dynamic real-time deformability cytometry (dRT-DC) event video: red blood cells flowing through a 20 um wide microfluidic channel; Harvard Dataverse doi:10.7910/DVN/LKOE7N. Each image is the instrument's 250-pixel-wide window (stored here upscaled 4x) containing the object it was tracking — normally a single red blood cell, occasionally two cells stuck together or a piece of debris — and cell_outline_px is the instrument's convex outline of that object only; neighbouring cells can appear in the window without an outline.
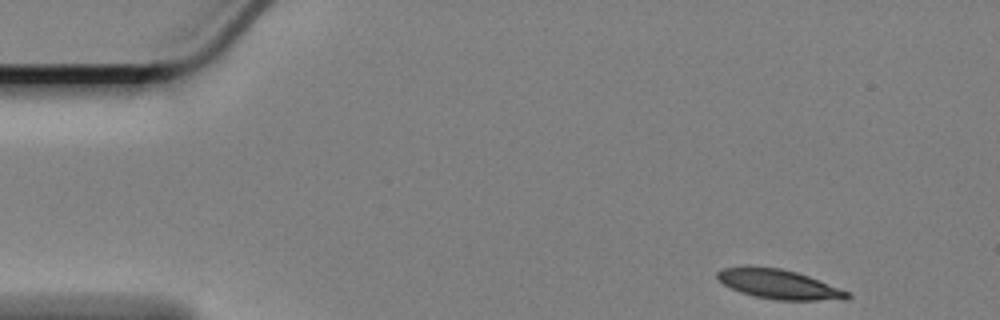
{"species": "Egyptian fruit bat (a non-hibernating species)", "species_latin": "Rousettus aegyptiacus", "temperature_condition": "cold", "stored_images_in_passage": 54, "camera_frame_rate_fps": 3000, "um_per_image_px": 0.085, "animal": {"sex": "female"}, "frame": {"image": 1, "passage_image": 1, "time_ms": 0.0, "image_size_px": [1000, 320], "cell_outline_px": [[852, 296], [844, 300], [776, 300], [752, 296], [740, 292], [724, 284], [716, 276], [716, 272], [724, 268], [744, 264], [748, 264], [780, 268], [796, 272], [808, 276], [848, 292]], "centroid_in_image_um": [66.14, 24.14], "position_along_channel_um": 18.9, "area_um2": 22.54}}
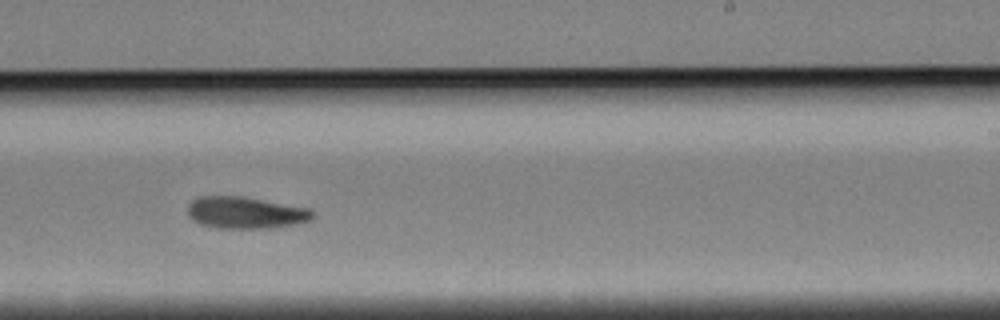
{"frame": {"image": 2, "passage_image": 31, "time_ms": 10.0, "image_size_px": [1000, 320], "cell_outline_px": [[316, 216], [312, 220], [300, 224], [268, 228], [212, 228], [200, 224], [192, 220], [188, 216], [188, 204], [196, 196], [244, 196], [312, 208], [316, 212]], "centroid_in_image_um": [20.93, 18.07], "position_along_channel_um": 268.1, "area_um2": 23.93}}
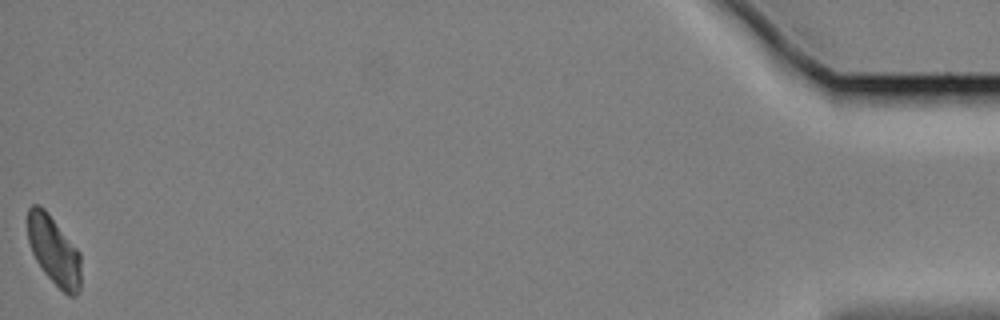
{"frame": {"image": 3, "passage_image": 54, "time_ms": 17.667, "image_size_px": [1000, 320], "cell_outline_px": [[80, 288], [76, 296], [68, 296], [44, 272], [36, 260], [32, 252], [28, 240], [28, 208], [32, 204], [40, 204], [48, 212], [80, 252]], "centroid_in_image_um": [4.58, 21.28], "position_along_channel_um": 430.6, "area_um2": 21.27}, "authors_computed_cell_mechanics": {"area_um2": 23.409, "velocity_mm_per_s": 3.3595, "shape_relaxation_time_tau1_ms": 5.5234, "shape_relaxation_time_tau2_ms": null, "deformation_change_tau1": 0.1473, "deformation_change_tau2": null}}